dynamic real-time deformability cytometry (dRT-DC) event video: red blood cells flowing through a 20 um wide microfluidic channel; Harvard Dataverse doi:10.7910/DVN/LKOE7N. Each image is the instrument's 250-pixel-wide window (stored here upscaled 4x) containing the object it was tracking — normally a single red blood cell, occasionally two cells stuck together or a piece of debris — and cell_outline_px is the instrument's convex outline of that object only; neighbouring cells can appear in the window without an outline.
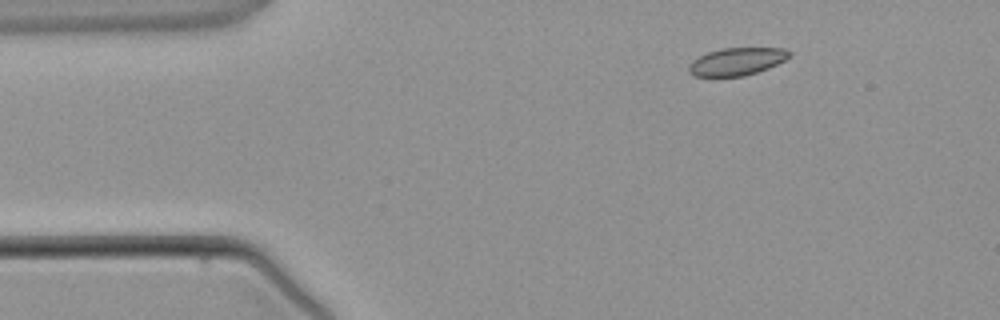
{"species": "common noctule bat (a hibernating species)", "species_latin": "Nyctalus noctula", "temperature_condition": "warm", "stored_images_in_passage": 3, "camera_frame_rate_fps": 3000, "um_per_image_px": 0.085, "animal": {"sex": "male", "body_mass_g": 21.5, "forearm_length_mm": 52.0}, "frame": {"image": 1, "passage_image": 1, "time_ms": 0.0, "image_size_px": [1000, 320], "cell_outline_px": [[792, 56], [768, 68], [744, 76], [696, 76], [688, 72], [688, 64], [692, 60], [708, 52], [720, 48], [784, 48], [792, 52]], "centroid_in_image_um": [62.63, 5.22], "position_along_channel_um": 22.4, "area_um2": 16.18}}
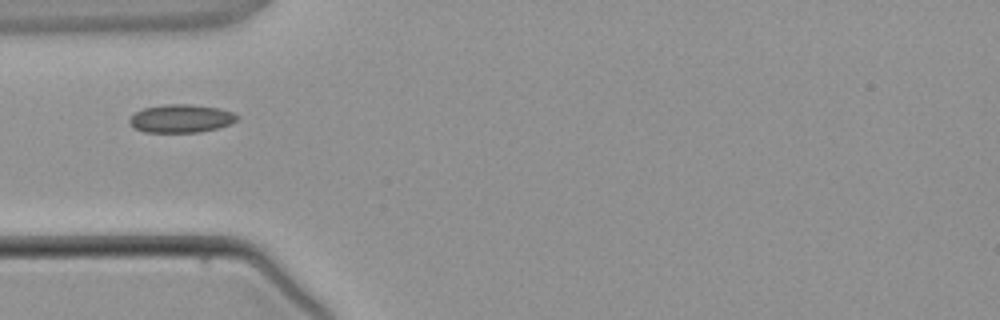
{"frame": {"image": 2, "passage_image": 3, "time_ms": 2.333, "image_size_px": [1000, 320], "cell_outline_px": [[240, 116], [236, 120], [228, 124], [216, 128], [200, 132], [144, 132], [132, 128], [128, 124], [128, 120], [136, 112], [144, 108], [164, 104], [192, 104], [220, 108], [232, 112]], "centroid_in_image_um": [15.35, 10.07], "position_along_channel_um": 69.6, "area_um2": 17.74}}